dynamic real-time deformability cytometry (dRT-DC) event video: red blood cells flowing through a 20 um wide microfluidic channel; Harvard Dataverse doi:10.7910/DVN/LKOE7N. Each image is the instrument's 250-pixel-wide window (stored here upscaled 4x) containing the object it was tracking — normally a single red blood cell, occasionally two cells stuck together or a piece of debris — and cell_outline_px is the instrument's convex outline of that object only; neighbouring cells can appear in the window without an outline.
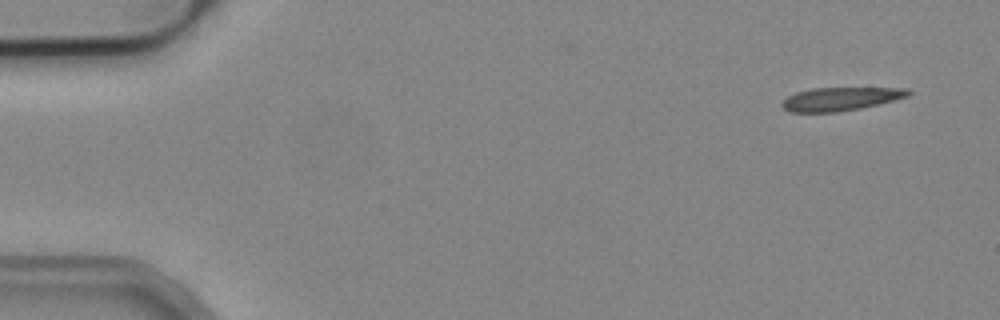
{"species": "common noctule bat (a hibernating species)", "species_latin": "Nyctalus noctula", "temperature_condition": "cold", "stored_images_in_passage": 7, "camera_frame_rate_fps": 3000, "um_per_image_px": 0.085, "animal": {"sex": "male", "body_mass_g": 19.2, "forearm_length_mm": 51.8}, "frame": {"image": 1, "passage_image": 7, "time_ms": 2.0, "image_size_px": [1000, 320], "cell_outline_px": [[912, 92], [908, 96], [860, 108], [836, 112], [788, 112], [780, 104], [788, 96], [796, 92], [812, 88], [908, 88]], "centroid_in_image_um": [71.41, 8.4], "position_along_channel_um": 13.6, "area_um2": 16.99}}